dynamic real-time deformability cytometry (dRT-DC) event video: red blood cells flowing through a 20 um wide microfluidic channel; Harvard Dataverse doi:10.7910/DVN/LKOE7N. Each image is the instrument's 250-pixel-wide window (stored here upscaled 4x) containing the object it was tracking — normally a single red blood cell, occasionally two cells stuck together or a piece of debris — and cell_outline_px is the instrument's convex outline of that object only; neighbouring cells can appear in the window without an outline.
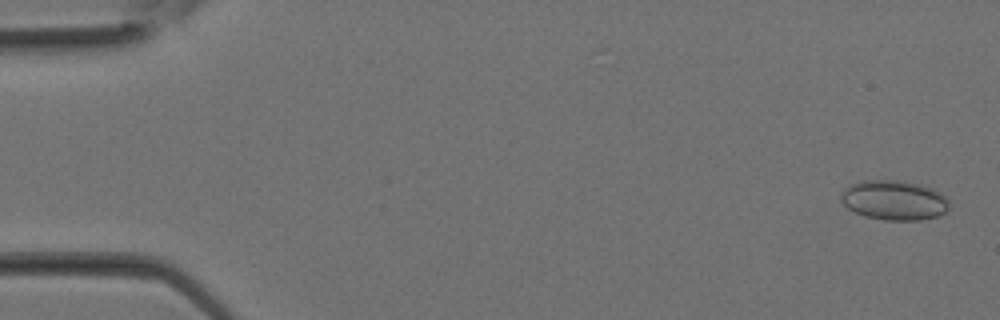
{"species": "Egyptian fruit bat (a non-hibernating species)", "species_latin": "Rousettus aegyptiacus", "temperature_condition": "room temperature", "stored_images_in_passage": 15, "camera_frame_rate_fps": 3000, "um_per_image_px": 0.085, "animal": {"sex": "female"}, "frame": {"image": 1, "passage_image": 1, "time_ms": 0.0, "image_size_px": [1000, 320], "cell_outline_px": [[948, 208], [944, 212], [936, 216], [920, 220], [884, 220], [864, 216], [848, 208], [840, 200], [840, 192], [848, 184], [860, 180], [900, 180], [920, 184], [932, 188], [940, 192], [948, 200]], "centroid_in_image_um": [75.95, 17.0], "position_along_channel_um": 9.1, "area_um2": 25.26}}
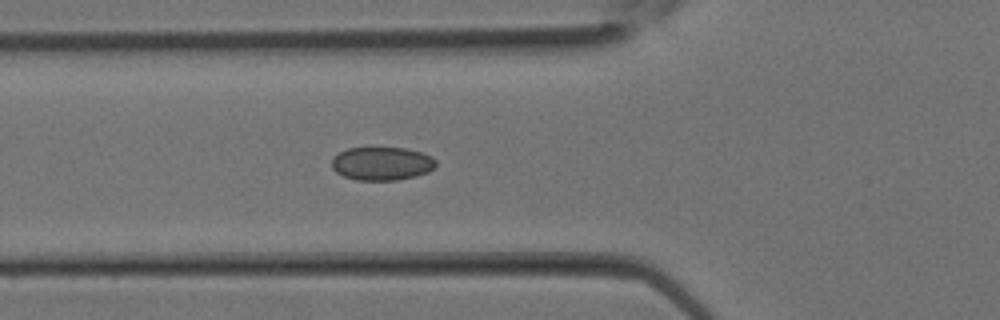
{"frame": {"image": 2, "passage_image": 11, "time_ms": 3.333, "image_size_px": [1000, 320], "cell_outline_px": [[436, 164], [428, 172], [416, 176], [396, 180], [356, 180], [344, 176], [336, 172], [332, 168], [332, 160], [340, 152], [348, 148], [404, 148], [420, 152], [432, 156], [436, 160]], "centroid_in_image_um": [32.47, 13.91], "position_along_channel_um": 93.3, "area_um2": 20.11}}
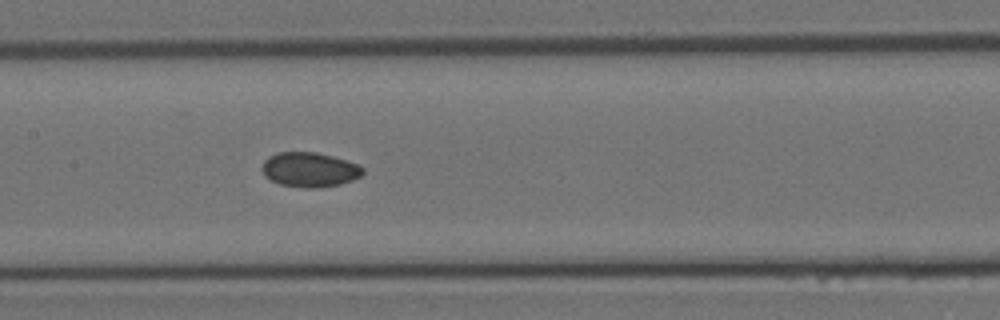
{"frame": {"image": 3, "passage_image": 15, "time_ms": 4.667, "image_size_px": [1000, 320], "cell_outline_px": [[364, 172], [360, 176], [352, 180], [340, 184], [316, 188], [304, 188], [280, 184], [264, 176], [260, 168], [264, 160], [268, 156], [276, 152], [316, 152], [332, 156], [356, 164], [364, 168]], "centroid_in_image_um": [26.27, 14.42], "position_along_channel_um": 181.1, "area_um2": 20.4}}